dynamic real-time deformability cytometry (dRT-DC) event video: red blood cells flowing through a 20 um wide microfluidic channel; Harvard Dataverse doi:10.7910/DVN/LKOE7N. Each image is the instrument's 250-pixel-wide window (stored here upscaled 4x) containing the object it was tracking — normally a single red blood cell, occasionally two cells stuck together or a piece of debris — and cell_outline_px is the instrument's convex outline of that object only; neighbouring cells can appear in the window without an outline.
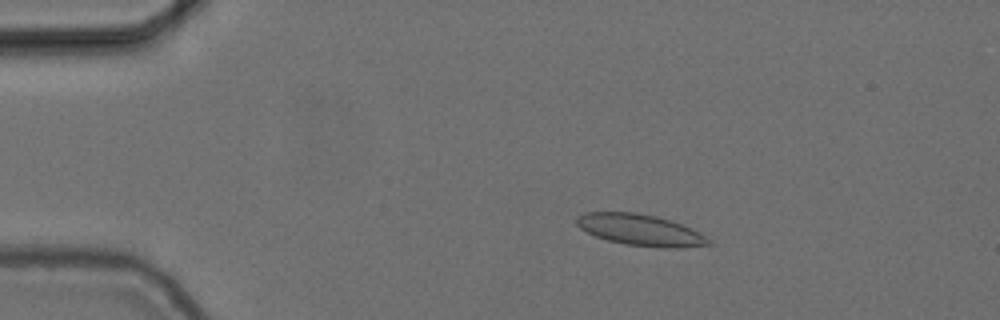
{"species": "common noctule bat (a hibernating species)", "species_latin": "Nyctalus noctula", "temperature_condition": "cold", "stored_images_in_passage": 56, "camera_frame_rate_fps": 3000, "um_per_image_px": 0.085, "animal": {"sex": "female", "body_mass_g": 24.6, "forearm_length_mm": 56.2}, "frame": {"image": 1, "passage_image": 11, "time_ms": 3.333, "image_size_px": [1000, 320], "cell_outline_px": [[716, 244], [680, 248], [660, 248], [624, 244], [608, 240], [596, 236], [580, 228], [576, 224], [576, 216], [584, 212], [636, 212], [656, 216], [692, 228], [700, 232], [712, 240]], "centroid_in_image_um": [54.47, 19.56], "position_along_channel_um": 30.5, "area_um2": 24.33}}
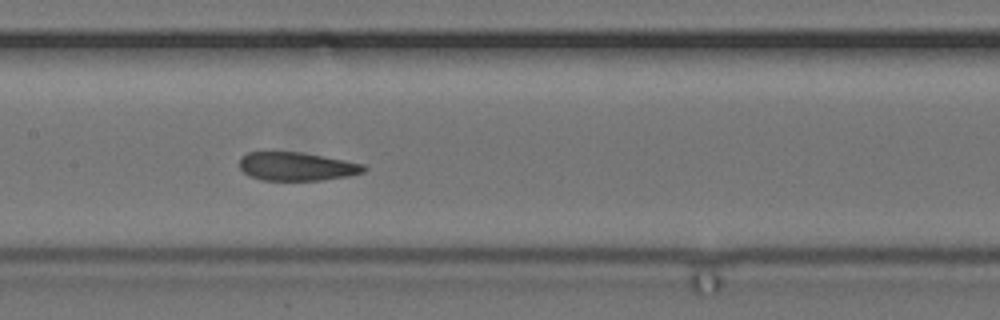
{"frame": {"image": 2, "passage_image": 28, "time_ms": 9.0, "image_size_px": [1000, 320], "cell_outline_px": [[368, 168], [364, 172], [348, 176], [324, 180], [260, 180], [248, 176], [240, 168], [240, 156], [248, 152], [304, 152], [364, 164]], "centroid_in_image_um": [25.22, 14.15], "position_along_channel_um": 182.2, "area_um2": 20.81}}
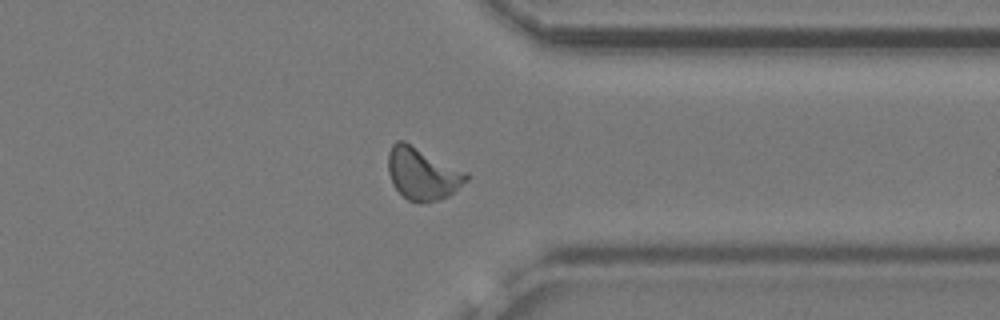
{"frame": {"image": 3, "passage_image": 44, "time_ms": 14.333, "image_size_px": [1000, 320], "cell_outline_px": [[468, 180], [448, 196], [440, 200], [420, 204], [408, 200], [392, 184], [388, 172], [388, 152], [392, 144], [396, 140], [404, 140], [468, 172]], "centroid_in_image_um": [35.9, 14.76], "position_along_channel_um": 375.5, "area_um2": 24.04}, "authors_computed_cell_mechanics": {"area_um2": 22.0796, "velocity_mm_per_s": 3.6954, "shape_relaxation_time_tau1_ms": null, "shape_relaxation_time_tau2_ms": 2.1143, "deformation_change_tau1": null, "deformation_change_tau2": 0.0752}}